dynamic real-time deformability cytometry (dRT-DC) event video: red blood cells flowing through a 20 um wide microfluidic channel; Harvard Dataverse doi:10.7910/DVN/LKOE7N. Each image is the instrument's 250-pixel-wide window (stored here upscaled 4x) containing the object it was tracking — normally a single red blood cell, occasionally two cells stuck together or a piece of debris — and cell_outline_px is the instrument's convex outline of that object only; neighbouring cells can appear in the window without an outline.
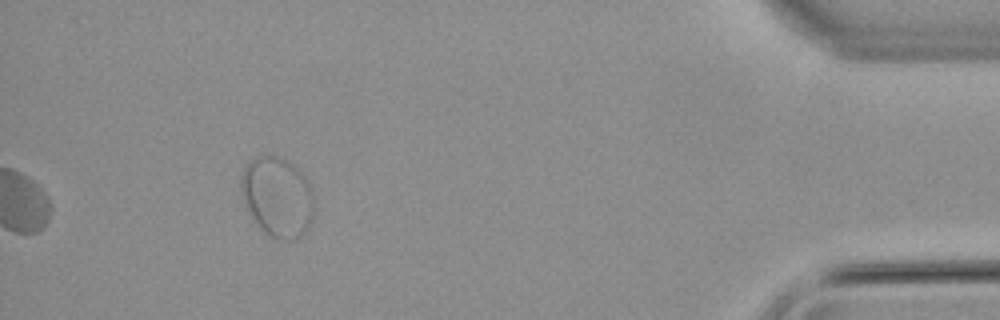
{"species": "common noctule bat (a hibernating species)", "species_latin": "Nyctalus noctula", "temperature_condition": "warm", "stored_images_in_passage": 45, "segment_of_instrument_passage": [2, 2], "camera_frame_rate_fps": 3000, "um_per_image_px": 0.085, "animal": {"sex": "male", "body_mass_g": 21.5, "forearm_length_mm": 52.0}, "frame": {"image": 1, "passage_image": 45, "time_ms": 14.667, "image_size_px": [1000, 320], "cell_outline_px": [[312, 216], [308, 228], [300, 236], [292, 240], [276, 240], [268, 236], [260, 228], [244, 204], [240, 188], [240, 180], [244, 168], [248, 160], [256, 156], [276, 156], [288, 160], [304, 176], [308, 184], [312, 196]], "centroid_in_image_um": [23.53, 16.74], "position_along_channel_um": 411.7, "area_um2": 33.87}}